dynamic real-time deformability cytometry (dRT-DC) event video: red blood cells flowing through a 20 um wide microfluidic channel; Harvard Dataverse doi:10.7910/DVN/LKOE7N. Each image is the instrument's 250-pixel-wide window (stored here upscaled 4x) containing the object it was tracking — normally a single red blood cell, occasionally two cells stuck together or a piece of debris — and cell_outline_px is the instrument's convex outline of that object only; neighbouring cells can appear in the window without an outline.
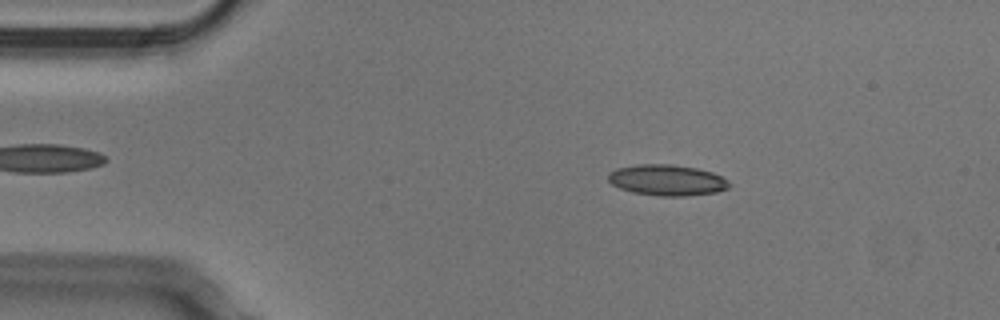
{"species": "Egyptian fruit bat (a non-hibernating species)", "species_latin": "Rousettus aegyptiacus", "temperature_condition": "cold", "stored_images_in_passage": 51, "camera_frame_rate_fps": 3000, "um_per_image_px": 0.085, "animal": {"sex": "male"}, "frame": {"image": 1, "passage_image": 8, "time_ms": 2.333, "image_size_px": [1000, 320], "cell_outline_px": [[732, 184], [728, 188], [716, 192], [684, 196], [660, 196], [632, 192], [620, 188], [612, 184], [608, 180], [608, 172], [616, 168], [636, 164], [672, 164], [696, 168], [712, 172], [728, 180]], "centroid_in_image_um": [56.68, 15.3], "position_along_channel_um": 28.3, "area_um2": 21.91}}
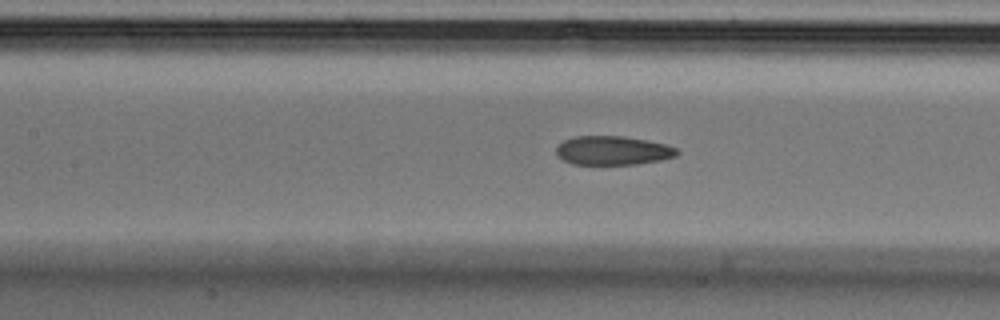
{"frame": {"image": 2, "passage_image": 22, "time_ms": 7.0, "image_size_px": [1000, 320], "cell_outline_px": [[680, 152], [676, 156], [660, 160], [636, 164], [572, 164], [556, 156], [556, 148], [564, 140], [576, 136], [624, 136], [648, 140], [668, 144], [676, 148]], "centroid_in_image_um": [52.11, 12.79], "position_along_channel_um": 155.3, "area_um2": 20.46}}
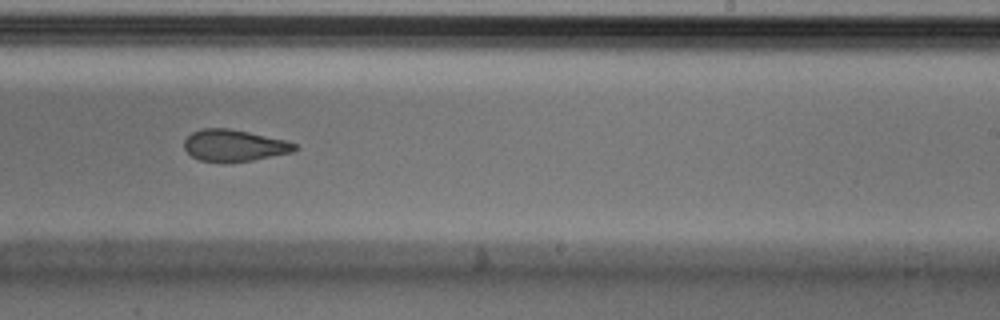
{"frame": {"image": 3, "passage_image": 31, "time_ms": 10.0, "image_size_px": [1000, 320], "cell_outline_px": [[300, 148], [292, 152], [252, 160], [200, 160], [192, 156], [184, 148], [184, 140], [192, 132], [204, 128], [228, 128], [248, 132], [284, 140], [296, 144]], "centroid_in_image_um": [19.91, 12.34], "position_along_channel_um": 269.1, "area_um2": 19.77}, "authors_computed_cell_mechanics": {"area_um2": 21.386, "velocity_mm_per_s": 3.8041, "shape_relaxation_time_tau1_ms": 7.1714, "shape_relaxation_time_tau2_ms": 2.6521, "deformation_change_tau1": 0.1568, "deformation_change_tau2": 0.0917}}